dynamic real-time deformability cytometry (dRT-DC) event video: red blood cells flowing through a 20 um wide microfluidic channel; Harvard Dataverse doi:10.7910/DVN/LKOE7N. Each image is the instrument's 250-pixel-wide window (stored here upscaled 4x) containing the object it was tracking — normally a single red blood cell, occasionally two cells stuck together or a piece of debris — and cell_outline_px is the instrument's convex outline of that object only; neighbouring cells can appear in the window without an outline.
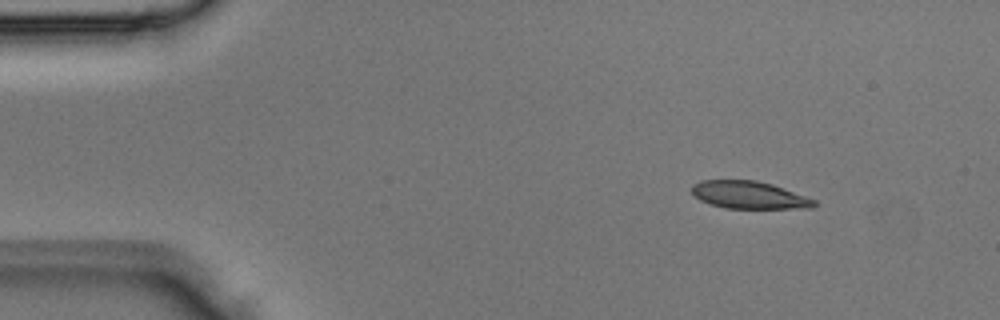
{"species": "Egyptian fruit bat (a non-hibernating species)", "species_latin": "Rousettus aegyptiacus", "temperature_condition": "room temperature", "stored_images_in_passage": 3, "camera_frame_rate_fps": 3000, "um_per_image_px": 0.085, "animal": {"sex": "male"}, "frame": {"image": 1, "passage_image": 1, "time_ms": 0.0, "image_size_px": [1000, 320], "cell_outline_px": [[816, 204], [812, 208], [724, 208], [708, 204], [700, 200], [692, 192], [692, 184], [700, 180], [756, 180], [772, 184], [816, 200]], "centroid_in_image_um": [63.64, 16.57], "position_along_channel_um": 21.4, "area_um2": 19.59}}
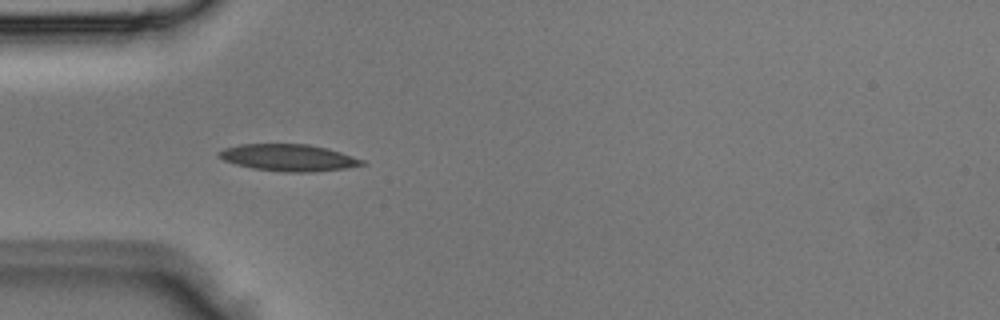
{"frame": {"image": 2, "passage_image": 3, "time_ms": 0.667, "image_size_px": [1000, 320], "cell_outline_px": [[368, 164], [348, 168], [312, 172], [284, 172], [252, 168], [236, 164], [224, 160], [216, 156], [216, 152], [224, 148], [240, 144], [308, 144], [328, 148], [364, 160]], "centroid_in_image_um": [24.52, 13.4], "position_along_channel_um": 60.5, "area_um2": 22.54}}